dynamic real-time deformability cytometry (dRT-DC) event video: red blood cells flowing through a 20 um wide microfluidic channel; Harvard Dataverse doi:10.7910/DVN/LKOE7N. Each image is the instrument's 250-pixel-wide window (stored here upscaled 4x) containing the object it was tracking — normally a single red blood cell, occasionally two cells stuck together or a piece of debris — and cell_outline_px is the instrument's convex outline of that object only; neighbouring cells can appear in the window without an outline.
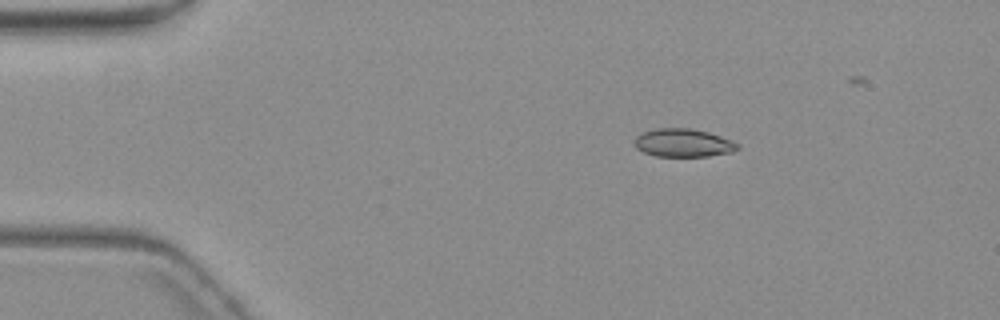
{"species": "common noctule bat (a hibernating species)", "species_latin": "Nyctalus noctula", "temperature_condition": "warm", "stored_images_in_passage": 3, "camera_frame_rate_fps": 3000, "um_per_image_px": 0.085, "animal": {"sex": "female", "body_mass_g": 19.3, "forearm_length_mm": 54.1}, "frame": {"image": 1, "passage_image": 1, "time_ms": 0.0, "image_size_px": [1000, 320], "cell_outline_px": [[740, 148], [732, 152], [708, 156], [656, 156], [644, 152], [636, 148], [632, 140], [640, 132], [656, 128], [692, 128], [708, 132], [732, 140], [740, 144]], "centroid_in_image_um": [58.06, 12.13], "position_along_channel_um": 26.9, "area_um2": 17.17}}